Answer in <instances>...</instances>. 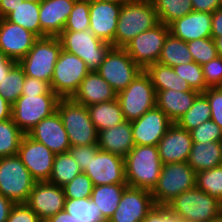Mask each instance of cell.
I'll use <instances>...</instances> for the list:
<instances>
[{
    "label": "cell",
    "instance_id": "11a10c76",
    "mask_svg": "<svg viewBox=\"0 0 222 222\" xmlns=\"http://www.w3.org/2000/svg\"><path fill=\"white\" fill-rule=\"evenodd\" d=\"M16 63L15 60L7 57L0 50V83L7 76L12 66Z\"/></svg>",
    "mask_w": 222,
    "mask_h": 222
},
{
    "label": "cell",
    "instance_id": "7bdbcfd3",
    "mask_svg": "<svg viewBox=\"0 0 222 222\" xmlns=\"http://www.w3.org/2000/svg\"><path fill=\"white\" fill-rule=\"evenodd\" d=\"M187 46L193 61L201 66L218 56L214 39L211 37L189 41Z\"/></svg>",
    "mask_w": 222,
    "mask_h": 222
},
{
    "label": "cell",
    "instance_id": "d4e9b609",
    "mask_svg": "<svg viewBox=\"0 0 222 222\" xmlns=\"http://www.w3.org/2000/svg\"><path fill=\"white\" fill-rule=\"evenodd\" d=\"M117 93L97 71H90L71 97L75 102L88 107L101 102L115 100Z\"/></svg>",
    "mask_w": 222,
    "mask_h": 222
},
{
    "label": "cell",
    "instance_id": "b9f144b4",
    "mask_svg": "<svg viewBox=\"0 0 222 222\" xmlns=\"http://www.w3.org/2000/svg\"><path fill=\"white\" fill-rule=\"evenodd\" d=\"M175 73L187 81L192 89L203 93L208 87L204 79L202 66L194 61L173 67Z\"/></svg>",
    "mask_w": 222,
    "mask_h": 222
},
{
    "label": "cell",
    "instance_id": "f907efd6",
    "mask_svg": "<svg viewBox=\"0 0 222 222\" xmlns=\"http://www.w3.org/2000/svg\"><path fill=\"white\" fill-rule=\"evenodd\" d=\"M54 93L48 82L42 81L40 79L25 76L24 85L22 88V95H36Z\"/></svg>",
    "mask_w": 222,
    "mask_h": 222
},
{
    "label": "cell",
    "instance_id": "83f0119b",
    "mask_svg": "<svg viewBox=\"0 0 222 222\" xmlns=\"http://www.w3.org/2000/svg\"><path fill=\"white\" fill-rule=\"evenodd\" d=\"M187 163L196 173L222 165V141L193 142Z\"/></svg>",
    "mask_w": 222,
    "mask_h": 222
},
{
    "label": "cell",
    "instance_id": "44dd1931",
    "mask_svg": "<svg viewBox=\"0 0 222 222\" xmlns=\"http://www.w3.org/2000/svg\"><path fill=\"white\" fill-rule=\"evenodd\" d=\"M27 135L35 141L44 144L54 154L68 152V149L71 147L68 134L58 111L42 119Z\"/></svg>",
    "mask_w": 222,
    "mask_h": 222
},
{
    "label": "cell",
    "instance_id": "681fc988",
    "mask_svg": "<svg viewBox=\"0 0 222 222\" xmlns=\"http://www.w3.org/2000/svg\"><path fill=\"white\" fill-rule=\"evenodd\" d=\"M7 222H42L38 215L25 203L15 204L10 214L8 215Z\"/></svg>",
    "mask_w": 222,
    "mask_h": 222
},
{
    "label": "cell",
    "instance_id": "2e32d148",
    "mask_svg": "<svg viewBox=\"0 0 222 222\" xmlns=\"http://www.w3.org/2000/svg\"><path fill=\"white\" fill-rule=\"evenodd\" d=\"M121 8V3L90 0L89 30L112 47H115V33Z\"/></svg>",
    "mask_w": 222,
    "mask_h": 222
},
{
    "label": "cell",
    "instance_id": "e575fe53",
    "mask_svg": "<svg viewBox=\"0 0 222 222\" xmlns=\"http://www.w3.org/2000/svg\"><path fill=\"white\" fill-rule=\"evenodd\" d=\"M159 22L169 26L193 11L192 0H151Z\"/></svg>",
    "mask_w": 222,
    "mask_h": 222
},
{
    "label": "cell",
    "instance_id": "6f0895ef",
    "mask_svg": "<svg viewBox=\"0 0 222 222\" xmlns=\"http://www.w3.org/2000/svg\"><path fill=\"white\" fill-rule=\"evenodd\" d=\"M19 1L23 0H0V18H6Z\"/></svg>",
    "mask_w": 222,
    "mask_h": 222
},
{
    "label": "cell",
    "instance_id": "f5cc1de1",
    "mask_svg": "<svg viewBox=\"0 0 222 222\" xmlns=\"http://www.w3.org/2000/svg\"><path fill=\"white\" fill-rule=\"evenodd\" d=\"M193 11L213 13L220 8L219 0H192Z\"/></svg>",
    "mask_w": 222,
    "mask_h": 222
},
{
    "label": "cell",
    "instance_id": "ffe728a7",
    "mask_svg": "<svg viewBox=\"0 0 222 222\" xmlns=\"http://www.w3.org/2000/svg\"><path fill=\"white\" fill-rule=\"evenodd\" d=\"M38 37L18 24L0 18V50L19 62L32 48Z\"/></svg>",
    "mask_w": 222,
    "mask_h": 222
},
{
    "label": "cell",
    "instance_id": "f6af8a7d",
    "mask_svg": "<svg viewBox=\"0 0 222 222\" xmlns=\"http://www.w3.org/2000/svg\"><path fill=\"white\" fill-rule=\"evenodd\" d=\"M193 142L210 143L222 141V129L211 119L190 130Z\"/></svg>",
    "mask_w": 222,
    "mask_h": 222
},
{
    "label": "cell",
    "instance_id": "d6986e66",
    "mask_svg": "<svg viewBox=\"0 0 222 222\" xmlns=\"http://www.w3.org/2000/svg\"><path fill=\"white\" fill-rule=\"evenodd\" d=\"M172 124L161 109L154 107L140 118L131 121L134 144L157 146Z\"/></svg>",
    "mask_w": 222,
    "mask_h": 222
},
{
    "label": "cell",
    "instance_id": "f546056e",
    "mask_svg": "<svg viewBox=\"0 0 222 222\" xmlns=\"http://www.w3.org/2000/svg\"><path fill=\"white\" fill-rule=\"evenodd\" d=\"M145 72L150 76L152 85L156 91L162 90H177V91H197L191 88L187 81L177 75L168 65L156 62L149 65Z\"/></svg>",
    "mask_w": 222,
    "mask_h": 222
},
{
    "label": "cell",
    "instance_id": "8d00e7d4",
    "mask_svg": "<svg viewBox=\"0 0 222 222\" xmlns=\"http://www.w3.org/2000/svg\"><path fill=\"white\" fill-rule=\"evenodd\" d=\"M23 135L12 118L0 121V158L16 155Z\"/></svg>",
    "mask_w": 222,
    "mask_h": 222
},
{
    "label": "cell",
    "instance_id": "94428289",
    "mask_svg": "<svg viewBox=\"0 0 222 222\" xmlns=\"http://www.w3.org/2000/svg\"><path fill=\"white\" fill-rule=\"evenodd\" d=\"M217 55L222 57V37L214 38Z\"/></svg>",
    "mask_w": 222,
    "mask_h": 222
},
{
    "label": "cell",
    "instance_id": "be15d7a7",
    "mask_svg": "<svg viewBox=\"0 0 222 222\" xmlns=\"http://www.w3.org/2000/svg\"><path fill=\"white\" fill-rule=\"evenodd\" d=\"M23 1H27V2H41L42 0H23Z\"/></svg>",
    "mask_w": 222,
    "mask_h": 222
},
{
    "label": "cell",
    "instance_id": "ba28073f",
    "mask_svg": "<svg viewBox=\"0 0 222 222\" xmlns=\"http://www.w3.org/2000/svg\"><path fill=\"white\" fill-rule=\"evenodd\" d=\"M35 180L19 156L0 158V194L15 204L26 203Z\"/></svg>",
    "mask_w": 222,
    "mask_h": 222
},
{
    "label": "cell",
    "instance_id": "91938a15",
    "mask_svg": "<svg viewBox=\"0 0 222 222\" xmlns=\"http://www.w3.org/2000/svg\"><path fill=\"white\" fill-rule=\"evenodd\" d=\"M44 222H79L66 211H60L56 215L48 218Z\"/></svg>",
    "mask_w": 222,
    "mask_h": 222
},
{
    "label": "cell",
    "instance_id": "9c48e42d",
    "mask_svg": "<svg viewBox=\"0 0 222 222\" xmlns=\"http://www.w3.org/2000/svg\"><path fill=\"white\" fill-rule=\"evenodd\" d=\"M60 99L55 93L21 95L12 105V120L27 134L42 119L57 111Z\"/></svg>",
    "mask_w": 222,
    "mask_h": 222
},
{
    "label": "cell",
    "instance_id": "7dc6e473",
    "mask_svg": "<svg viewBox=\"0 0 222 222\" xmlns=\"http://www.w3.org/2000/svg\"><path fill=\"white\" fill-rule=\"evenodd\" d=\"M203 94L211 108V120L222 129V87H209Z\"/></svg>",
    "mask_w": 222,
    "mask_h": 222
},
{
    "label": "cell",
    "instance_id": "7402d4cb",
    "mask_svg": "<svg viewBox=\"0 0 222 222\" xmlns=\"http://www.w3.org/2000/svg\"><path fill=\"white\" fill-rule=\"evenodd\" d=\"M192 144L190 131L173 123L157 145L162 164L187 162Z\"/></svg>",
    "mask_w": 222,
    "mask_h": 222
},
{
    "label": "cell",
    "instance_id": "5bb4252c",
    "mask_svg": "<svg viewBox=\"0 0 222 222\" xmlns=\"http://www.w3.org/2000/svg\"><path fill=\"white\" fill-rule=\"evenodd\" d=\"M17 155L36 182L49 181L55 154L44 144L24 134Z\"/></svg>",
    "mask_w": 222,
    "mask_h": 222
},
{
    "label": "cell",
    "instance_id": "74e56055",
    "mask_svg": "<svg viewBox=\"0 0 222 222\" xmlns=\"http://www.w3.org/2000/svg\"><path fill=\"white\" fill-rule=\"evenodd\" d=\"M64 211L79 222H105L101 218L99 207L90 198L66 199Z\"/></svg>",
    "mask_w": 222,
    "mask_h": 222
},
{
    "label": "cell",
    "instance_id": "4dcf8cb0",
    "mask_svg": "<svg viewBox=\"0 0 222 222\" xmlns=\"http://www.w3.org/2000/svg\"><path fill=\"white\" fill-rule=\"evenodd\" d=\"M87 110L98 132L126 121L117 99L88 106Z\"/></svg>",
    "mask_w": 222,
    "mask_h": 222
},
{
    "label": "cell",
    "instance_id": "1f68e13d",
    "mask_svg": "<svg viewBox=\"0 0 222 222\" xmlns=\"http://www.w3.org/2000/svg\"><path fill=\"white\" fill-rule=\"evenodd\" d=\"M40 2L19 1L6 19L14 24L34 33L41 38V27L39 21Z\"/></svg>",
    "mask_w": 222,
    "mask_h": 222
},
{
    "label": "cell",
    "instance_id": "484cf974",
    "mask_svg": "<svg viewBox=\"0 0 222 222\" xmlns=\"http://www.w3.org/2000/svg\"><path fill=\"white\" fill-rule=\"evenodd\" d=\"M97 145L99 149L125 157L135 146L132 135L131 121L98 132Z\"/></svg>",
    "mask_w": 222,
    "mask_h": 222
},
{
    "label": "cell",
    "instance_id": "4316f807",
    "mask_svg": "<svg viewBox=\"0 0 222 222\" xmlns=\"http://www.w3.org/2000/svg\"><path fill=\"white\" fill-rule=\"evenodd\" d=\"M200 94L199 91H156V107L161 109L166 116L176 123L193 105L194 100Z\"/></svg>",
    "mask_w": 222,
    "mask_h": 222
},
{
    "label": "cell",
    "instance_id": "f35d334b",
    "mask_svg": "<svg viewBox=\"0 0 222 222\" xmlns=\"http://www.w3.org/2000/svg\"><path fill=\"white\" fill-rule=\"evenodd\" d=\"M25 76L22 66L16 62L0 83V95L11 105L22 95Z\"/></svg>",
    "mask_w": 222,
    "mask_h": 222
},
{
    "label": "cell",
    "instance_id": "e7e4bbea",
    "mask_svg": "<svg viewBox=\"0 0 222 222\" xmlns=\"http://www.w3.org/2000/svg\"><path fill=\"white\" fill-rule=\"evenodd\" d=\"M210 222H222V216L220 218H218L217 220L210 221Z\"/></svg>",
    "mask_w": 222,
    "mask_h": 222
},
{
    "label": "cell",
    "instance_id": "ac0fdd59",
    "mask_svg": "<svg viewBox=\"0 0 222 222\" xmlns=\"http://www.w3.org/2000/svg\"><path fill=\"white\" fill-rule=\"evenodd\" d=\"M65 200L63 187L43 181L35 182L25 204L44 222L64 210Z\"/></svg>",
    "mask_w": 222,
    "mask_h": 222
},
{
    "label": "cell",
    "instance_id": "30bf717a",
    "mask_svg": "<svg viewBox=\"0 0 222 222\" xmlns=\"http://www.w3.org/2000/svg\"><path fill=\"white\" fill-rule=\"evenodd\" d=\"M125 120L133 121L156 107V90L143 70L124 90L117 93Z\"/></svg>",
    "mask_w": 222,
    "mask_h": 222
},
{
    "label": "cell",
    "instance_id": "c3c4849f",
    "mask_svg": "<svg viewBox=\"0 0 222 222\" xmlns=\"http://www.w3.org/2000/svg\"><path fill=\"white\" fill-rule=\"evenodd\" d=\"M99 150L97 144L93 145H82V146H71L68 149V153L74 158L79 165L80 169L84 171L91 161L92 155H96Z\"/></svg>",
    "mask_w": 222,
    "mask_h": 222
},
{
    "label": "cell",
    "instance_id": "3957f363",
    "mask_svg": "<svg viewBox=\"0 0 222 222\" xmlns=\"http://www.w3.org/2000/svg\"><path fill=\"white\" fill-rule=\"evenodd\" d=\"M166 206L180 221L210 222L222 216V203L197 186L184 191Z\"/></svg>",
    "mask_w": 222,
    "mask_h": 222
},
{
    "label": "cell",
    "instance_id": "db71d44e",
    "mask_svg": "<svg viewBox=\"0 0 222 222\" xmlns=\"http://www.w3.org/2000/svg\"><path fill=\"white\" fill-rule=\"evenodd\" d=\"M222 37V7L212 13L211 38Z\"/></svg>",
    "mask_w": 222,
    "mask_h": 222
},
{
    "label": "cell",
    "instance_id": "680465c9",
    "mask_svg": "<svg viewBox=\"0 0 222 222\" xmlns=\"http://www.w3.org/2000/svg\"><path fill=\"white\" fill-rule=\"evenodd\" d=\"M12 118V105L0 95V121Z\"/></svg>",
    "mask_w": 222,
    "mask_h": 222
},
{
    "label": "cell",
    "instance_id": "7a4b0ae2",
    "mask_svg": "<svg viewBox=\"0 0 222 222\" xmlns=\"http://www.w3.org/2000/svg\"><path fill=\"white\" fill-rule=\"evenodd\" d=\"M159 23L151 0H131L123 3L115 33V48H123L138 34Z\"/></svg>",
    "mask_w": 222,
    "mask_h": 222
},
{
    "label": "cell",
    "instance_id": "6125c7cd",
    "mask_svg": "<svg viewBox=\"0 0 222 222\" xmlns=\"http://www.w3.org/2000/svg\"><path fill=\"white\" fill-rule=\"evenodd\" d=\"M106 1H111V2H116V3H121V4H123V3L129 2V1H131V0H106Z\"/></svg>",
    "mask_w": 222,
    "mask_h": 222
},
{
    "label": "cell",
    "instance_id": "836d02e7",
    "mask_svg": "<svg viewBox=\"0 0 222 222\" xmlns=\"http://www.w3.org/2000/svg\"><path fill=\"white\" fill-rule=\"evenodd\" d=\"M81 172L83 171L68 152L55 154L48 182L63 187Z\"/></svg>",
    "mask_w": 222,
    "mask_h": 222
},
{
    "label": "cell",
    "instance_id": "9f6ffc18",
    "mask_svg": "<svg viewBox=\"0 0 222 222\" xmlns=\"http://www.w3.org/2000/svg\"><path fill=\"white\" fill-rule=\"evenodd\" d=\"M15 203L0 194V222H7L8 215Z\"/></svg>",
    "mask_w": 222,
    "mask_h": 222
},
{
    "label": "cell",
    "instance_id": "7c38bea8",
    "mask_svg": "<svg viewBox=\"0 0 222 222\" xmlns=\"http://www.w3.org/2000/svg\"><path fill=\"white\" fill-rule=\"evenodd\" d=\"M142 71L123 48L115 47L108 51L97 70L116 93L124 90Z\"/></svg>",
    "mask_w": 222,
    "mask_h": 222
},
{
    "label": "cell",
    "instance_id": "60d3db41",
    "mask_svg": "<svg viewBox=\"0 0 222 222\" xmlns=\"http://www.w3.org/2000/svg\"><path fill=\"white\" fill-rule=\"evenodd\" d=\"M90 0H76L63 31L88 30Z\"/></svg>",
    "mask_w": 222,
    "mask_h": 222
},
{
    "label": "cell",
    "instance_id": "9a60e30c",
    "mask_svg": "<svg viewBox=\"0 0 222 222\" xmlns=\"http://www.w3.org/2000/svg\"><path fill=\"white\" fill-rule=\"evenodd\" d=\"M94 186L127 184L124 158L110 152L98 150L92 155L89 165L83 171Z\"/></svg>",
    "mask_w": 222,
    "mask_h": 222
},
{
    "label": "cell",
    "instance_id": "d590c367",
    "mask_svg": "<svg viewBox=\"0 0 222 222\" xmlns=\"http://www.w3.org/2000/svg\"><path fill=\"white\" fill-rule=\"evenodd\" d=\"M210 119L211 108L208 99L203 93H200L194 100L191 108L178 119L176 124L179 127L190 131Z\"/></svg>",
    "mask_w": 222,
    "mask_h": 222
},
{
    "label": "cell",
    "instance_id": "d6a6232c",
    "mask_svg": "<svg viewBox=\"0 0 222 222\" xmlns=\"http://www.w3.org/2000/svg\"><path fill=\"white\" fill-rule=\"evenodd\" d=\"M193 61L187 42L174 37L171 33L165 39L158 62L170 67L188 64Z\"/></svg>",
    "mask_w": 222,
    "mask_h": 222
},
{
    "label": "cell",
    "instance_id": "52a82bcc",
    "mask_svg": "<svg viewBox=\"0 0 222 222\" xmlns=\"http://www.w3.org/2000/svg\"><path fill=\"white\" fill-rule=\"evenodd\" d=\"M61 50L58 37L38 38L18 63L22 66L25 75L50 84Z\"/></svg>",
    "mask_w": 222,
    "mask_h": 222
},
{
    "label": "cell",
    "instance_id": "5b68a950",
    "mask_svg": "<svg viewBox=\"0 0 222 222\" xmlns=\"http://www.w3.org/2000/svg\"><path fill=\"white\" fill-rule=\"evenodd\" d=\"M196 187V172L187 162L163 164L158 182L151 191L155 205L166 206L175 197Z\"/></svg>",
    "mask_w": 222,
    "mask_h": 222
},
{
    "label": "cell",
    "instance_id": "f1b7e54d",
    "mask_svg": "<svg viewBox=\"0 0 222 222\" xmlns=\"http://www.w3.org/2000/svg\"><path fill=\"white\" fill-rule=\"evenodd\" d=\"M127 184H112L94 186L91 193V202L99 207L101 218L108 222L119 206L122 194Z\"/></svg>",
    "mask_w": 222,
    "mask_h": 222
},
{
    "label": "cell",
    "instance_id": "e0dca14e",
    "mask_svg": "<svg viewBox=\"0 0 222 222\" xmlns=\"http://www.w3.org/2000/svg\"><path fill=\"white\" fill-rule=\"evenodd\" d=\"M155 206L151 191L128 186L108 222H142Z\"/></svg>",
    "mask_w": 222,
    "mask_h": 222
},
{
    "label": "cell",
    "instance_id": "ab89813d",
    "mask_svg": "<svg viewBox=\"0 0 222 222\" xmlns=\"http://www.w3.org/2000/svg\"><path fill=\"white\" fill-rule=\"evenodd\" d=\"M196 186L222 203V165L197 172Z\"/></svg>",
    "mask_w": 222,
    "mask_h": 222
},
{
    "label": "cell",
    "instance_id": "cb8c5ba5",
    "mask_svg": "<svg viewBox=\"0 0 222 222\" xmlns=\"http://www.w3.org/2000/svg\"><path fill=\"white\" fill-rule=\"evenodd\" d=\"M212 13L192 11L169 25L170 33L185 42L211 37Z\"/></svg>",
    "mask_w": 222,
    "mask_h": 222
},
{
    "label": "cell",
    "instance_id": "277c9868",
    "mask_svg": "<svg viewBox=\"0 0 222 222\" xmlns=\"http://www.w3.org/2000/svg\"><path fill=\"white\" fill-rule=\"evenodd\" d=\"M71 146L97 144L98 131L90 119L87 107L72 98H61L57 105Z\"/></svg>",
    "mask_w": 222,
    "mask_h": 222
},
{
    "label": "cell",
    "instance_id": "bcb514c9",
    "mask_svg": "<svg viewBox=\"0 0 222 222\" xmlns=\"http://www.w3.org/2000/svg\"><path fill=\"white\" fill-rule=\"evenodd\" d=\"M206 86L222 87V57L216 56L208 63L202 65Z\"/></svg>",
    "mask_w": 222,
    "mask_h": 222
},
{
    "label": "cell",
    "instance_id": "8992f818",
    "mask_svg": "<svg viewBox=\"0 0 222 222\" xmlns=\"http://www.w3.org/2000/svg\"><path fill=\"white\" fill-rule=\"evenodd\" d=\"M62 49L78 56L90 71H97L112 45L97 38L89 29L62 31L58 36Z\"/></svg>",
    "mask_w": 222,
    "mask_h": 222
},
{
    "label": "cell",
    "instance_id": "603a6c76",
    "mask_svg": "<svg viewBox=\"0 0 222 222\" xmlns=\"http://www.w3.org/2000/svg\"><path fill=\"white\" fill-rule=\"evenodd\" d=\"M76 0H42L39 21L41 38L57 37L64 29Z\"/></svg>",
    "mask_w": 222,
    "mask_h": 222
},
{
    "label": "cell",
    "instance_id": "ee69618b",
    "mask_svg": "<svg viewBox=\"0 0 222 222\" xmlns=\"http://www.w3.org/2000/svg\"><path fill=\"white\" fill-rule=\"evenodd\" d=\"M93 188V182L84 172H81L63 186L65 198L76 200L90 198Z\"/></svg>",
    "mask_w": 222,
    "mask_h": 222
},
{
    "label": "cell",
    "instance_id": "6da1fadb",
    "mask_svg": "<svg viewBox=\"0 0 222 222\" xmlns=\"http://www.w3.org/2000/svg\"><path fill=\"white\" fill-rule=\"evenodd\" d=\"M124 164L129 187L154 189L163 166L157 146L135 145L124 157Z\"/></svg>",
    "mask_w": 222,
    "mask_h": 222
},
{
    "label": "cell",
    "instance_id": "8fae6325",
    "mask_svg": "<svg viewBox=\"0 0 222 222\" xmlns=\"http://www.w3.org/2000/svg\"><path fill=\"white\" fill-rule=\"evenodd\" d=\"M89 72L83 60L62 49L54 67L51 89L60 98H71Z\"/></svg>",
    "mask_w": 222,
    "mask_h": 222
},
{
    "label": "cell",
    "instance_id": "4fadbf2b",
    "mask_svg": "<svg viewBox=\"0 0 222 222\" xmlns=\"http://www.w3.org/2000/svg\"><path fill=\"white\" fill-rule=\"evenodd\" d=\"M169 33V26L159 22L153 28L134 37L123 49L137 65L145 70L149 65L158 62Z\"/></svg>",
    "mask_w": 222,
    "mask_h": 222
},
{
    "label": "cell",
    "instance_id": "816d5d0a",
    "mask_svg": "<svg viewBox=\"0 0 222 222\" xmlns=\"http://www.w3.org/2000/svg\"><path fill=\"white\" fill-rule=\"evenodd\" d=\"M142 222H180V219L167 206L156 205Z\"/></svg>",
    "mask_w": 222,
    "mask_h": 222
}]
</instances>
